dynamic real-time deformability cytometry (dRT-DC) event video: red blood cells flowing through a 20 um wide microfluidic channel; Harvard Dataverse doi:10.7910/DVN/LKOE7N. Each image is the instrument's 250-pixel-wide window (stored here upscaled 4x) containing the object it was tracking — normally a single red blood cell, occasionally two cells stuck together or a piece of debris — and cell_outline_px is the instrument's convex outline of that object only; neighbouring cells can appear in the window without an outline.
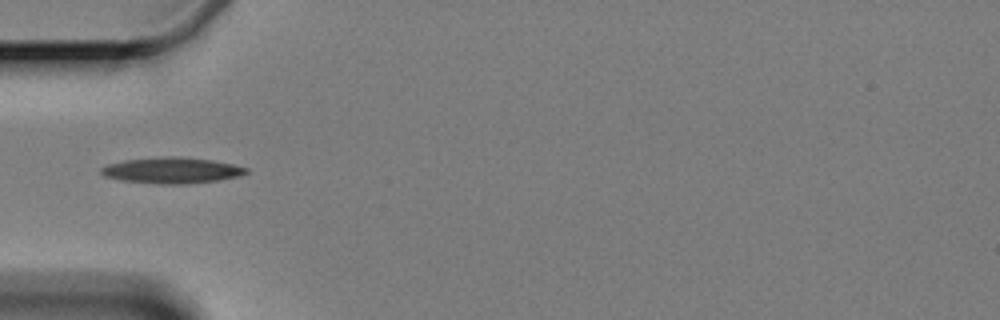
{"species": "Egyptian fruit bat (a non-hibernating species)", "species_latin": "Rousettus aegyptiacus", "temperature_condition": "cold", "stored_images_in_passage": 6, "camera_frame_rate_fps": 3000, "um_per_image_px": 0.085, "animal": {"sex": "female"}, "frame": {"image": 1, "passage_image": 5, "time_ms": 4.667, "image_size_px": [1000, 320], "cell_outline_px": [[248, 172], [240, 176], [220, 180], [188, 184], [156, 184], [120, 180], [104, 176], [100, 172], [100, 168], [108, 164], [124, 160], [172, 156], [212, 160], [232, 164], [248, 168]], "centroid_in_image_um": [14.6, 14.49], "position_along_channel_um": 70.4, "area_um2": 21.96}}
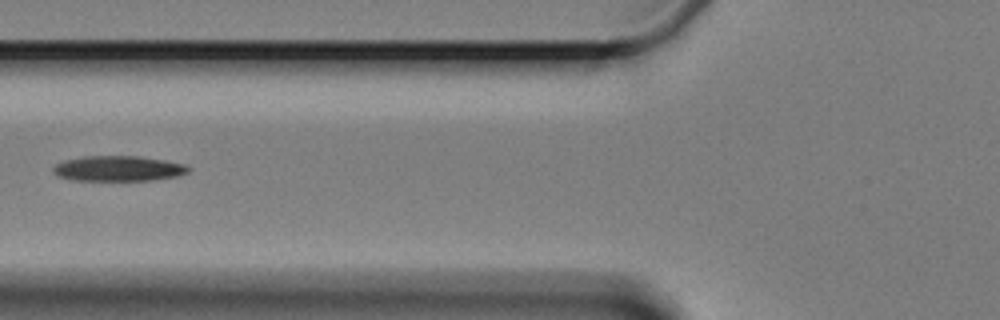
{"frame": {"image": 2, "passage_image": 6, "time_ms": 6.0, "image_size_px": [1000, 320], "cell_outline_px": [[192, 168], [188, 172], [176, 176], [152, 180], [76, 180], [60, 176], [52, 168], [56, 164], [64, 160], [84, 156], [140, 156], [164, 160], [184, 164]], "centroid_in_image_um": [10.1, 14.31], "position_along_channel_um": 115.7, "area_um2": 19.71}}